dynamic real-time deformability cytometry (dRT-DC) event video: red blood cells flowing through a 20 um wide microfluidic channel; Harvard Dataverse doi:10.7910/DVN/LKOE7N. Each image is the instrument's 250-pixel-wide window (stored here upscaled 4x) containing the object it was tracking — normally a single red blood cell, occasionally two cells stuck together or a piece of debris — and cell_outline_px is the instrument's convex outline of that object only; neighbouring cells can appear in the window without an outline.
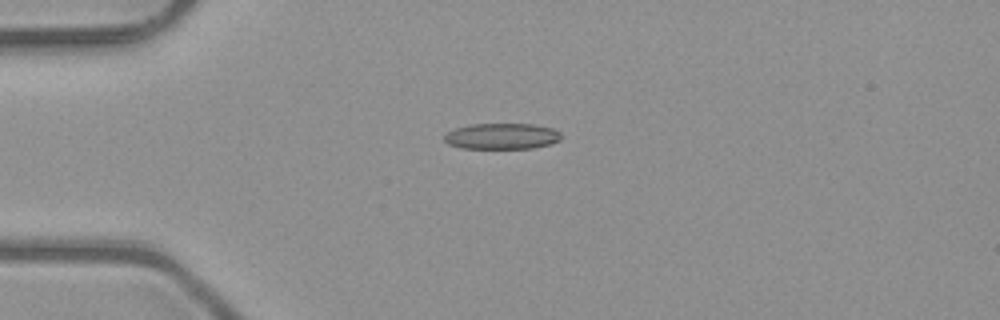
{"species": "common noctule bat (a hibernating species)", "species_latin": "Nyctalus noctula", "temperature_condition": "room temperature", "stored_images_in_passage": 4, "camera_frame_rate_fps": 3000, "um_per_image_px": 0.085, "animal": {"sex": "male", "body_mass_g": 23.1, "forearm_length_mm": 52.7}, "frame": {"image": 1, "passage_image": 1, "time_ms": 0.0, "image_size_px": [1000, 320], "cell_outline_px": [[560, 140], [548, 144], [532, 148], [460, 148], [448, 144], [444, 140], [444, 136], [448, 132], [456, 128], [472, 124], [532, 124], [552, 128], [560, 132]], "centroid_in_image_um": [42.64, 11.58], "position_along_channel_um": 42.4, "area_um2": 17.51}}
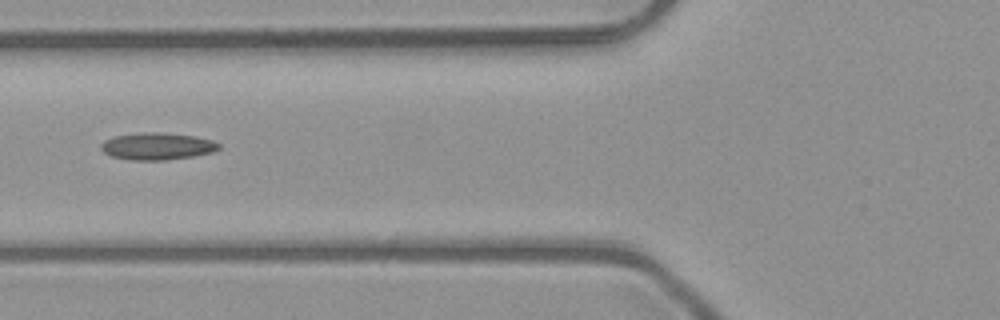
{"frame": {"image": 2, "passage_image": 3, "time_ms": 0.667, "image_size_px": [1000, 320], "cell_outline_px": [[220, 148], [212, 152], [192, 156], [164, 160], [128, 160], [112, 156], [104, 152], [100, 148], [100, 144], [104, 140], [116, 136], [144, 132], [160, 132], [196, 136], [212, 140], [220, 144]], "centroid_in_image_um": [13.36, 12.43], "position_along_channel_um": 112.4, "area_um2": 18.55}}
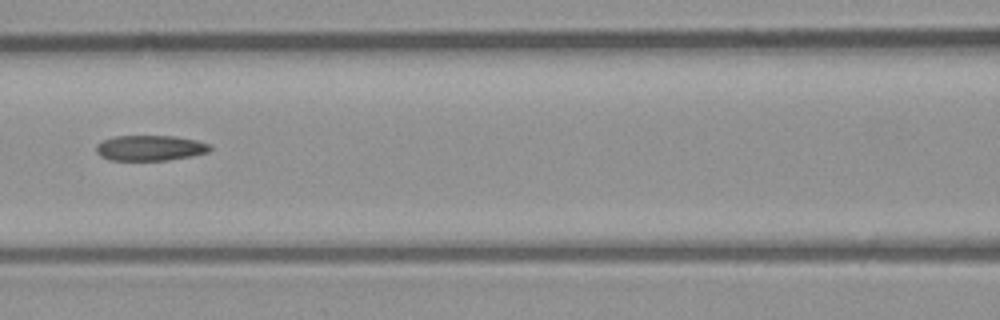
{"frame": {"image": 3, "passage_image": 4, "time_ms": 1.0, "image_size_px": [1000, 320], "cell_outline_px": [[212, 148], [208, 152], [192, 156], [168, 160], [108, 160], [100, 156], [96, 152], [96, 144], [104, 140], [116, 136], [176, 136], [196, 140], [212, 144]], "centroid_in_image_um": [12.78, 12.58], "position_along_channel_um": 153.8, "area_um2": 16.99}}